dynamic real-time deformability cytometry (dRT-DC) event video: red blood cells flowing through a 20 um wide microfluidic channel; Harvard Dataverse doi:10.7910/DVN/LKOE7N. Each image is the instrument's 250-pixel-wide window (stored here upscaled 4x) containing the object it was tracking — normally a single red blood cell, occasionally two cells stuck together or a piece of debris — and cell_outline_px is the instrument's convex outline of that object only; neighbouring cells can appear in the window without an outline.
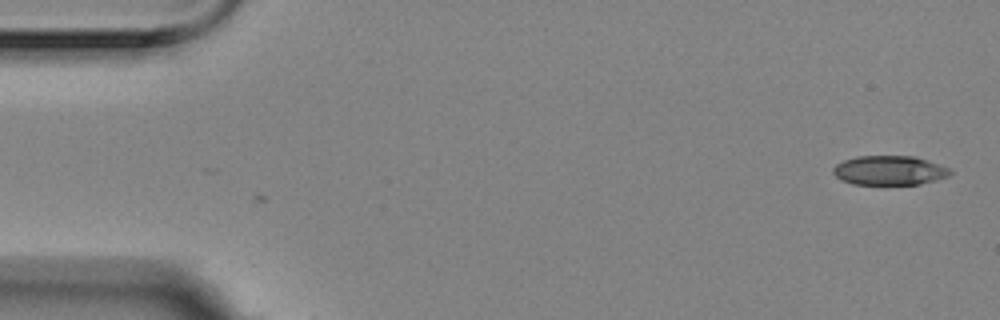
{"species": "Egyptian fruit bat (a non-hibernating species)", "species_latin": "Rousettus aegyptiacus", "temperature_condition": "room temperature", "stored_images_in_passage": 2, "camera_frame_rate_fps": 3000, "um_per_image_px": 0.085, "animal": {"sex": "female"}, "frame": {"image": 1, "passage_image": 2, "time_ms": 0.333, "image_size_px": [1000, 320], "cell_outline_px": [[952, 172], [948, 176], [920, 184], [852, 184], [840, 180], [832, 172], [832, 168], [836, 164], [844, 160], [856, 156], [912, 156], [952, 168]], "centroid_in_image_um": [75.57, 14.48], "position_along_channel_um": 9.4, "area_um2": 20.0}}